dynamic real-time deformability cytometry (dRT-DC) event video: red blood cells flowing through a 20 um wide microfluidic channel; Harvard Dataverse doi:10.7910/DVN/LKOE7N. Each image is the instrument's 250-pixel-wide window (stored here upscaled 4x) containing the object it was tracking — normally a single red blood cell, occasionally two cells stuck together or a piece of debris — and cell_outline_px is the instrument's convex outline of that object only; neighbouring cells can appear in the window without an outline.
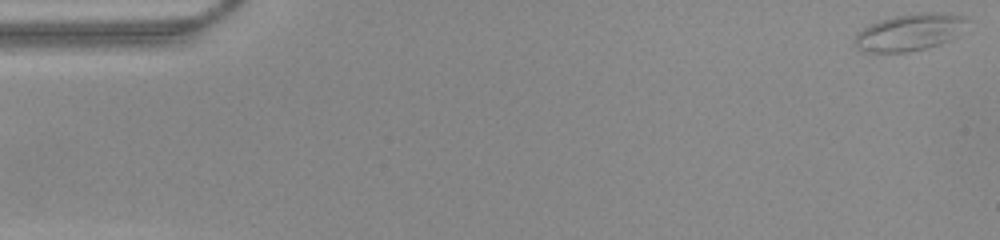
{"species": "common noctule bat (a hibernating species)", "species_latin": "Nyctalus noctula", "temperature_condition": "warm", "stored_images_in_passage": 47, "camera_frame_rate_fps": 3000, "um_per_image_px": 0.085, "animal": {"sex": "female", "body_mass_g": 22.0, "forearm_length_mm": 56.7}, "frame": {"image": 1, "passage_image": 1, "time_ms": 0.0, "image_size_px": [1000, 240], "cell_outline_px": [[968, 20], [960, 36], [952, 40], [940, 44], [908, 52], [864, 52], [856, 48], [856, 32], [880, 20], [896, 16], [920, 12], [936, 12], [964, 16]], "centroid_in_image_um": [77.37, 2.74], "position_along_channel_um": 7.6, "area_um2": 24.22}}
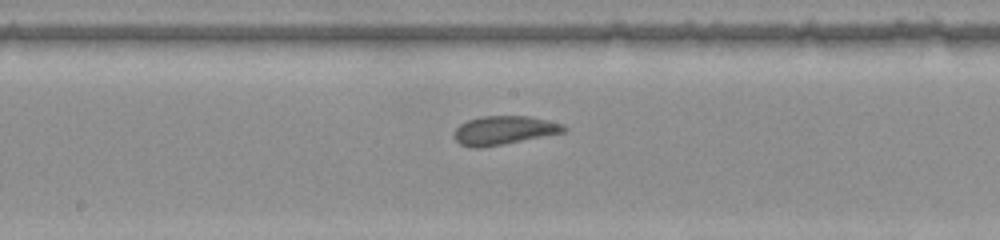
{"frame": {"image": 2, "passage_image": 27, "time_ms": 8.667, "image_size_px": [1000, 240], "cell_outline_px": [[568, 128], [564, 132], [504, 144], [480, 148], [468, 148], [460, 144], [452, 136], [456, 128], [460, 124], [468, 120], [480, 116], [528, 116], [564, 124]], "centroid_in_image_um": [42.8, 11.08], "position_along_channel_um": 205.4, "area_um2": 18.44}}
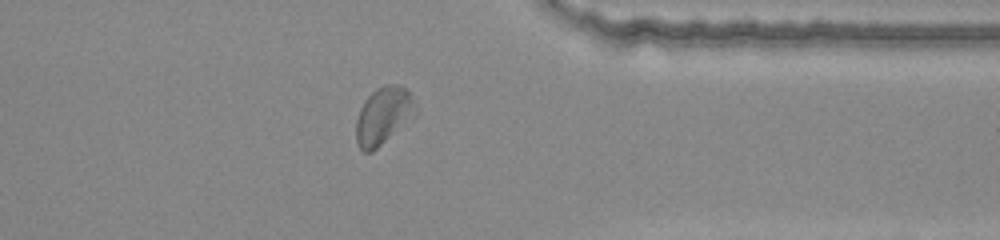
{"frame": {"image": 3, "passage_image": 41, "time_ms": 13.333, "image_size_px": [1000, 240], "cell_outline_px": [[416, 116], [372, 152], [364, 152], [360, 148], [356, 140], [356, 120], [360, 108], [368, 96], [376, 88], [384, 84], [400, 84], [412, 96], [416, 104]], "centroid_in_image_um": [32.6, 9.83], "position_along_channel_um": 378.8, "area_um2": 20.0}, "authors_computed_cell_mechanics": {"area_um2": 18.8428, "velocity_mm_per_s": 3.9119, "shape_relaxation_time_tau1_ms": 5.3289, "shape_relaxation_time_tau2_ms": 1.1363, "deformation_change_tau1": 0.0717, "deformation_change_tau2": 0.0667}}